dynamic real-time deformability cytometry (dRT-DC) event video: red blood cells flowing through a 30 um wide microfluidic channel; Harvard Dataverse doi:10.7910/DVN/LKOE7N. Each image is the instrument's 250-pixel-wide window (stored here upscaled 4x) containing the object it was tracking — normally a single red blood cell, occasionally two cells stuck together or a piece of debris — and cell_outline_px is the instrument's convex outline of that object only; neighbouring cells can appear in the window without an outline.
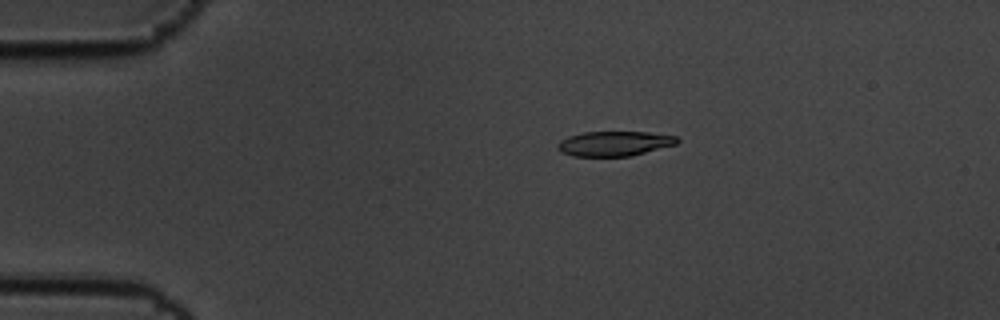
{"species": "common noctule bat (a hibernating species)", "species_latin": "Nyctalus noctula", "temperature_condition": "cold", "stored_images_in_passage": 6, "camera_frame_rate_fps": 3000, "um_per_image_px": 0.085, "animal": {"sex": "male", "body_mass_g": 19.5, "forearm_length_mm": 54.6}, "frame": {"image": 1, "passage_image": 3, "time_ms": 0.667, "image_size_px": [1000, 320], "cell_outline_px": [[680, 140], [676, 144], [632, 156], [572, 156], [560, 152], [556, 148], [556, 144], [560, 140], [568, 136], [584, 132], [648, 132], [676, 136]], "centroid_in_image_um": [52.18, 12.2], "position_along_channel_um": 32.8, "area_um2": 17.4}}
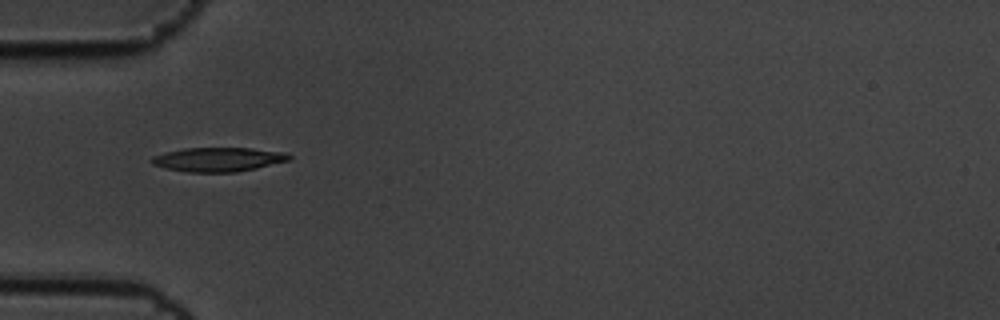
{"frame": {"image": 2, "passage_image": 5, "time_ms": 1.333, "image_size_px": [1000, 320], "cell_outline_px": [[292, 160], [256, 168], [236, 172], [188, 172], [164, 168], [152, 164], [148, 160], [152, 156], [164, 152], [184, 148], [252, 148], [288, 152], [292, 156]], "centroid_in_image_um": [18.56, 13.55], "position_along_channel_um": 66.4, "area_um2": 19.65}}
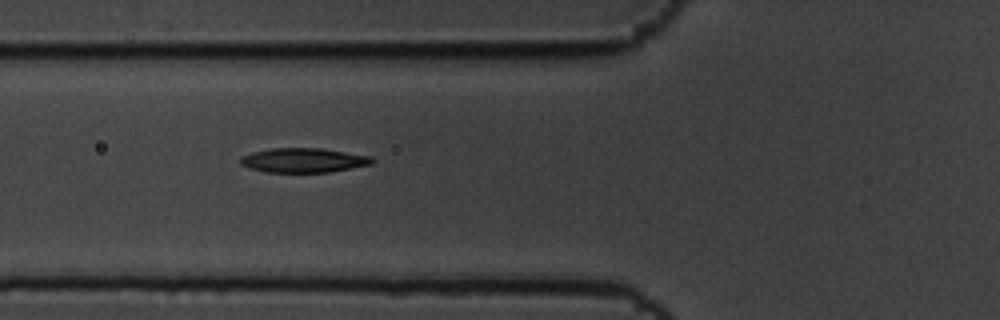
{"frame": {"image": 3, "passage_image": 6, "time_ms": 1.667, "image_size_px": [1000, 320], "cell_outline_px": [[376, 160], [372, 164], [328, 172], [264, 172], [248, 168], [240, 164], [240, 156], [252, 152], [272, 148], [320, 148], [372, 156]], "centroid_in_image_um": [25.78, 13.62], "position_along_channel_um": 100.0, "area_um2": 18.84}}